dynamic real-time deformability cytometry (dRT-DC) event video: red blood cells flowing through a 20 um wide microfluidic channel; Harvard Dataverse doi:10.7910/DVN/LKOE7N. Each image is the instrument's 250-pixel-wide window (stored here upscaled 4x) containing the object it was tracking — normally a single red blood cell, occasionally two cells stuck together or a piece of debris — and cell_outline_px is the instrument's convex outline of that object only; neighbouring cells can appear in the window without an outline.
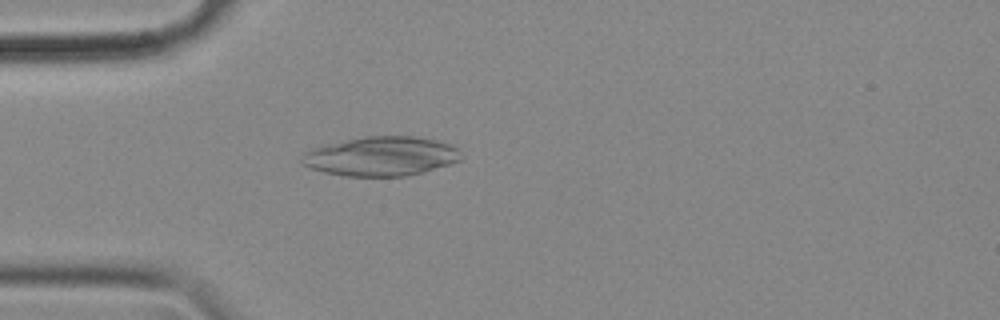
{"species": "common noctule bat (a hibernating species)", "species_latin": "Nyctalus noctula", "temperature_condition": "cold", "stored_images_in_passage": 43, "camera_frame_rate_fps": 3000, "um_per_image_px": 0.085, "animal": {"sex": "female", "body_mass_g": 18.4}, "frame": {"image": 1, "passage_image": 3, "time_ms": 0.667, "image_size_px": [1000, 320], "cell_outline_px": [[464, 156], [460, 160], [448, 164], [420, 172], [404, 176], [344, 176], [324, 172], [308, 168], [300, 164], [300, 160], [304, 152], [312, 148], [324, 144], [364, 136], [416, 136], [436, 140], [452, 144]], "centroid_in_image_um": [32.34, 13.27], "position_along_channel_um": 52.7, "area_um2": 36.65}}
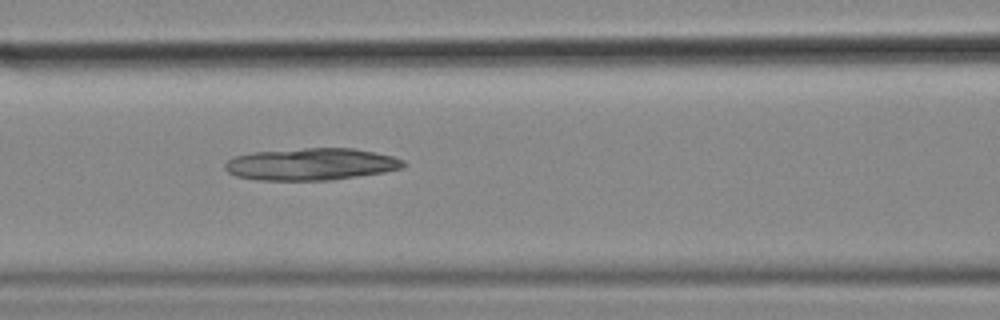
{"frame": {"image": 2, "passage_image": 11, "time_ms": 3.333, "image_size_px": [1000, 320], "cell_outline_px": [[408, 164], [404, 168], [384, 172], [332, 180], [256, 180], [236, 176], [228, 172], [224, 168], [224, 164], [228, 160], [236, 156], [252, 152], [304, 148], [352, 148], [376, 152], [392, 156], [404, 160]], "centroid_in_image_um": [26.47, 13.95], "position_along_channel_um": 140.1, "area_um2": 33.52}}
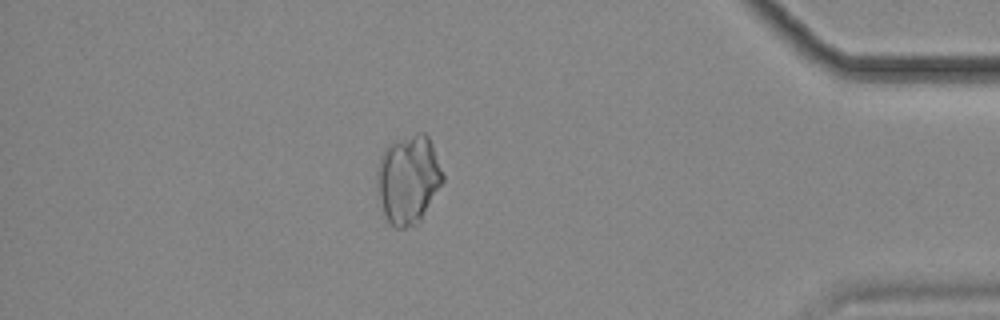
{"frame": {"image": 3, "passage_image": 36, "time_ms": 11.667, "image_size_px": [1000, 320], "cell_outline_px": [[444, 180], [420, 220], [416, 224], [404, 228], [396, 228], [388, 224], [384, 216], [376, 184], [376, 172], [380, 156], [384, 148], [388, 144], [396, 140], [420, 132], [424, 132], [428, 136], [432, 144], [444, 176]], "centroid_in_image_um": [34.67, 15.25], "position_along_channel_um": 400.5, "area_um2": 34.1}}